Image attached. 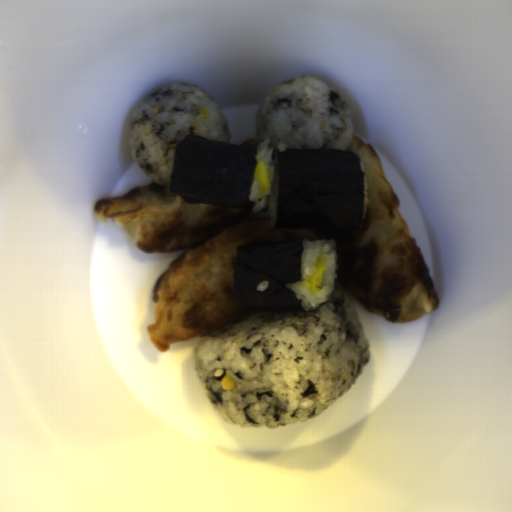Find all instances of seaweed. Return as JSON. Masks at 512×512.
<instances>
[{"label": "seaweed", "mask_w": 512, "mask_h": 512, "mask_svg": "<svg viewBox=\"0 0 512 512\" xmlns=\"http://www.w3.org/2000/svg\"><path fill=\"white\" fill-rule=\"evenodd\" d=\"M275 228L355 231L364 211L365 175L355 151L275 149Z\"/></svg>", "instance_id": "1"}, {"label": "seaweed", "mask_w": 512, "mask_h": 512, "mask_svg": "<svg viewBox=\"0 0 512 512\" xmlns=\"http://www.w3.org/2000/svg\"><path fill=\"white\" fill-rule=\"evenodd\" d=\"M264 141L216 142L197 135L182 136L174 149L170 192L187 202L235 209H253L249 194Z\"/></svg>", "instance_id": "2"}, {"label": "seaweed", "mask_w": 512, "mask_h": 512, "mask_svg": "<svg viewBox=\"0 0 512 512\" xmlns=\"http://www.w3.org/2000/svg\"><path fill=\"white\" fill-rule=\"evenodd\" d=\"M314 239L254 242L238 246L235 253L233 286L243 312L308 311L286 285L301 282V260L306 242ZM268 281V289L256 285Z\"/></svg>", "instance_id": "3"}]
</instances>
